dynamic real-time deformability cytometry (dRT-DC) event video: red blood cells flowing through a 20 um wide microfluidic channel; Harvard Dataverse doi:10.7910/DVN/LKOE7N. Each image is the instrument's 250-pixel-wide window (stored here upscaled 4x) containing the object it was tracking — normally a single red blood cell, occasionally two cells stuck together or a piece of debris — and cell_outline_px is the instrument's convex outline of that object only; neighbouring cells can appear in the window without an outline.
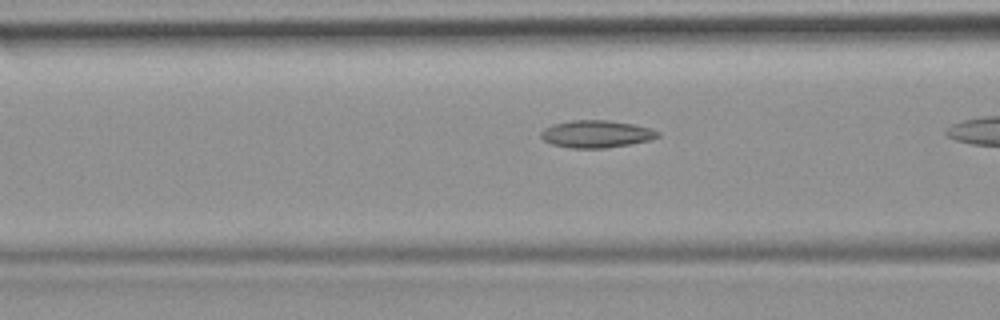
{"species": "common noctule bat (a hibernating species)", "species_latin": "Nyctalus noctula", "temperature_condition": "room temperature", "stored_images_in_passage": 15, "camera_frame_rate_fps": 3000, "um_per_image_px": 0.085, "animal": {"sex": "female", "body_mass_g": 19.9}, "frame": {"image": 1, "passage_image": 13, "time_ms": 4.0, "image_size_px": [1000, 320], "cell_outline_px": [[660, 136], [652, 140], [604, 148], [568, 148], [552, 144], [544, 140], [540, 136], [540, 132], [544, 128], [552, 124], [572, 120], [608, 120], [632, 124], [652, 128], [660, 132]], "centroid_in_image_um": [50.69, 11.38], "position_along_channel_um": 115.9, "area_um2": 18.73}}